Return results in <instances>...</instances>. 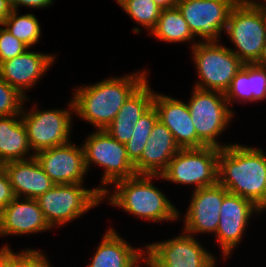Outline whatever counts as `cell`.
Segmentation results:
<instances>
[{
    "label": "cell",
    "mask_w": 266,
    "mask_h": 267,
    "mask_svg": "<svg viewBox=\"0 0 266 267\" xmlns=\"http://www.w3.org/2000/svg\"><path fill=\"white\" fill-rule=\"evenodd\" d=\"M218 183L229 193L266 209V155L260 148L228 145L218 156Z\"/></svg>",
    "instance_id": "6da1fadb"
},
{
    "label": "cell",
    "mask_w": 266,
    "mask_h": 267,
    "mask_svg": "<svg viewBox=\"0 0 266 267\" xmlns=\"http://www.w3.org/2000/svg\"><path fill=\"white\" fill-rule=\"evenodd\" d=\"M145 72L138 71L78 88L70 101V110L94 125L97 130L105 129L127 98L147 79Z\"/></svg>",
    "instance_id": "7a4b0ae2"
},
{
    "label": "cell",
    "mask_w": 266,
    "mask_h": 267,
    "mask_svg": "<svg viewBox=\"0 0 266 267\" xmlns=\"http://www.w3.org/2000/svg\"><path fill=\"white\" fill-rule=\"evenodd\" d=\"M158 175L136 174L133 177L114 183L115 190L109 195L107 190L103 198L109 196L113 206L124 209L129 214L149 221L176 220L179 217L177 209L168 198L152 183Z\"/></svg>",
    "instance_id": "3957f363"
},
{
    "label": "cell",
    "mask_w": 266,
    "mask_h": 267,
    "mask_svg": "<svg viewBox=\"0 0 266 267\" xmlns=\"http://www.w3.org/2000/svg\"><path fill=\"white\" fill-rule=\"evenodd\" d=\"M107 190L104 187L90 190L82 184H55L36 200L46 222L52 228L71 222L92 207L98 206L103 200L102 194Z\"/></svg>",
    "instance_id": "277c9868"
},
{
    "label": "cell",
    "mask_w": 266,
    "mask_h": 267,
    "mask_svg": "<svg viewBox=\"0 0 266 267\" xmlns=\"http://www.w3.org/2000/svg\"><path fill=\"white\" fill-rule=\"evenodd\" d=\"M194 63L198 77L195 87L203 90L226 93L232 79L244 63L231 51L218 42H197L192 45Z\"/></svg>",
    "instance_id": "5b68a950"
},
{
    "label": "cell",
    "mask_w": 266,
    "mask_h": 267,
    "mask_svg": "<svg viewBox=\"0 0 266 267\" xmlns=\"http://www.w3.org/2000/svg\"><path fill=\"white\" fill-rule=\"evenodd\" d=\"M187 106L198 136V148L228 146L219 145L216 140L233 116L224 93L195 87Z\"/></svg>",
    "instance_id": "8992f818"
},
{
    "label": "cell",
    "mask_w": 266,
    "mask_h": 267,
    "mask_svg": "<svg viewBox=\"0 0 266 267\" xmlns=\"http://www.w3.org/2000/svg\"><path fill=\"white\" fill-rule=\"evenodd\" d=\"M220 149L204 146L180 149L158 178L175 183L195 184V189L218 183V156Z\"/></svg>",
    "instance_id": "52a82bcc"
},
{
    "label": "cell",
    "mask_w": 266,
    "mask_h": 267,
    "mask_svg": "<svg viewBox=\"0 0 266 267\" xmlns=\"http://www.w3.org/2000/svg\"><path fill=\"white\" fill-rule=\"evenodd\" d=\"M225 31L238 49L231 51L244 64H255L266 42V24L261 10L237 2L230 12Z\"/></svg>",
    "instance_id": "ba28073f"
},
{
    "label": "cell",
    "mask_w": 266,
    "mask_h": 267,
    "mask_svg": "<svg viewBox=\"0 0 266 267\" xmlns=\"http://www.w3.org/2000/svg\"><path fill=\"white\" fill-rule=\"evenodd\" d=\"M85 167L95 163L104 168L102 184L106 186L136 175L134 164L130 161L126 146L103 130H96L83 144Z\"/></svg>",
    "instance_id": "9c48e42d"
},
{
    "label": "cell",
    "mask_w": 266,
    "mask_h": 267,
    "mask_svg": "<svg viewBox=\"0 0 266 267\" xmlns=\"http://www.w3.org/2000/svg\"><path fill=\"white\" fill-rule=\"evenodd\" d=\"M145 247V258L155 267H215L216 264L213 255L186 232Z\"/></svg>",
    "instance_id": "30bf717a"
},
{
    "label": "cell",
    "mask_w": 266,
    "mask_h": 267,
    "mask_svg": "<svg viewBox=\"0 0 266 267\" xmlns=\"http://www.w3.org/2000/svg\"><path fill=\"white\" fill-rule=\"evenodd\" d=\"M237 0H179L177 7L192 34L204 42H218Z\"/></svg>",
    "instance_id": "8fae6325"
},
{
    "label": "cell",
    "mask_w": 266,
    "mask_h": 267,
    "mask_svg": "<svg viewBox=\"0 0 266 267\" xmlns=\"http://www.w3.org/2000/svg\"><path fill=\"white\" fill-rule=\"evenodd\" d=\"M33 110L26 113L22 109L21 118L34 154L69 142L71 111L59 109L40 111L36 108Z\"/></svg>",
    "instance_id": "7c38bea8"
},
{
    "label": "cell",
    "mask_w": 266,
    "mask_h": 267,
    "mask_svg": "<svg viewBox=\"0 0 266 267\" xmlns=\"http://www.w3.org/2000/svg\"><path fill=\"white\" fill-rule=\"evenodd\" d=\"M70 142L34 154L54 184H83L87 173L84 149Z\"/></svg>",
    "instance_id": "4fadbf2b"
},
{
    "label": "cell",
    "mask_w": 266,
    "mask_h": 267,
    "mask_svg": "<svg viewBox=\"0 0 266 267\" xmlns=\"http://www.w3.org/2000/svg\"><path fill=\"white\" fill-rule=\"evenodd\" d=\"M255 211L260 213L261 210L246 198L231 193L224 197L216 238L225 258L240 243L247 222Z\"/></svg>",
    "instance_id": "5bb4252c"
},
{
    "label": "cell",
    "mask_w": 266,
    "mask_h": 267,
    "mask_svg": "<svg viewBox=\"0 0 266 267\" xmlns=\"http://www.w3.org/2000/svg\"><path fill=\"white\" fill-rule=\"evenodd\" d=\"M229 192L219 183L194 190L192 200L184 216V232L215 233L220 219L221 205Z\"/></svg>",
    "instance_id": "9a60e30c"
},
{
    "label": "cell",
    "mask_w": 266,
    "mask_h": 267,
    "mask_svg": "<svg viewBox=\"0 0 266 267\" xmlns=\"http://www.w3.org/2000/svg\"><path fill=\"white\" fill-rule=\"evenodd\" d=\"M54 58L27 49L23 54L0 63V78L26 97L25 90L33 87L47 72Z\"/></svg>",
    "instance_id": "2e32d148"
},
{
    "label": "cell",
    "mask_w": 266,
    "mask_h": 267,
    "mask_svg": "<svg viewBox=\"0 0 266 267\" xmlns=\"http://www.w3.org/2000/svg\"><path fill=\"white\" fill-rule=\"evenodd\" d=\"M153 106L158 120L171 131L180 149L198 148V136L186 103L155 93Z\"/></svg>",
    "instance_id": "e0dca14e"
},
{
    "label": "cell",
    "mask_w": 266,
    "mask_h": 267,
    "mask_svg": "<svg viewBox=\"0 0 266 267\" xmlns=\"http://www.w3.org/2000/svg\"><path fill=\"white\" fill-rule=\"evenodd\" d=\"M15 197L0 212V236L24 235L50 230L36 199Z\"/></svg>",
    "instance_id": "ac0fdd59"
},
{
    "label": "cell",
    "mask_w": 266,
    "mask_h": 267,
    "mask_svg": "<svg viewBox=\"0 0 266 267\" xmlns=\"http://www.w3.org/2000/svg\"><path fill=\"white\" fill-rule=\"evenodd\" d=\"M179 150L171 131L157 120L141 159L134 165L136 174L160 175Z\"/></svg>",
    "instance_id": "d6986e66"
},
{
    "label": "cell",
    "mask_w": 266,
    "mask_h": 267,
    "mask_svg": "<svg viewBox=\"0 0 266 267\" xmlns=\"http://www.w3.org/2000/svg\"><path fill=\"white\" fill-rule=\"evenodd\" d=\"M7 172L15 197L37 199L55 184L33 155L28 160L10 161L2 165Z\"/></svg>",
    "instance_id": "ffe728a7"
},
{
    "label": "cell",
    "mask_w": 266,
    "mask_h": 267,
    "mask_svg": "<svg viewBox=\"0 0 266 267\" xmlns=\"http://www.w3.org/2000/svg\"><path fill=\"white\" fill-rule=\"evenodd\" d=\"M131 247L113 229L104 234L91 263L87 267H138L146 253ZM141 260V261H140ZM139 263V264H138Z\"/></svg>",
    "instance_id": "44dd1931"
},
{
    "label": "cell",
    "mask_w": 266,
    "mask_h": 267,
    "mask_svg": "<svg viewBox=\"0 0 266 267\" xmlns=\"http://www.w3.org/2000/svg\"><path fill=\"white\" fill-rule=\"evenodd\" d=\"M20 115L0 117V166L10 161L27 160L25 155L32 149Z\"/></svg>",
    "instance_id": "7402d4cb"
},
{
    "label": "cell",
    "mask_w": 266,
    "mask_h": 267,
    "mask_svg": "<svg viewBox=\"0 0 266 267\" xmlns=\"http://www.w3.org/2000/svg\"><path fill=\"white\" fill-rule=\"evenodd\" d=\"M151 35L162 41L175 43L188 42L195 37L177 6L161 10L158 22L151 30Z\"/></svg>",
    "instance_id": "603a6c76"
},
{
    "label": "cell",
    "mask_w": 266,
    "mask_h": 267,
    "mask_svg": "<svg viewBox=\"0 0 266 267\" xmlns=\"http://www.w3.org/2000/svg\"><path fill=\"white\" fill-rule=\"evenodd\" d=\"M147 79L127 98L112 122H133L153 106L155 93L151 91Z\"/></svg>",
    "instance_id": "cb8c5ba5"
},
{
    "label": "cell",
    "mask_w": 266,
    "mask_h": 267,
    "mask_svg": "<svg viewBox=\"0 0 266 267\" xmlns=\"http://www.w3.org/2000/svg\"><path fill=\"white\" fill-rule=\"evenodd\" d=\"M157 120V110L152 106L140 117L133 127L134 131L132 137L125 146L128 157L134 165L141 159L144 147L147 144V140L150 138V134Z\"/></svg>",
    "instance_id": "d4e9b609"
},
{
    "label": "cell",
    "mask_w": 266,
    "mask_h": 267,
    "mask_svg": "<svg viewBox=\"0 0 266 267\" xmlns=\"http://www.w3.org/2000/svg\"><path fill=\"white\" fill-rule=\"evenodd\" d=\"M17 14L16 10H12L2 26L30 48L39 41L41 35L40 24L33 14L28 13L21 16Z\"/></svg>",
    "instance_id": "484cf974"
},
{
    "label": "cell",
    "mask_w": 266,
    "mask_h": 267,
    "mask_svg": "<svg viewBox=\"0 0 266 267\" xmlns=\"http://www.w3.org/2000/svg\"><path fill=\"white\" fill-rule=\"evenodd\" d=\"M138 24L151 30L156 26L161 10L153 0H115Z\"/></svg>",
    "instance_id": "4316f807"
},
{
    "label": "cell",
    "mask_w": 266,
    "mask_h": 267,
    "mask_svg": "<svg viewBox=\"0 0 266 267\" xmlns=\"http://www.w3.org/2000/svg\"><path fill=\"white\" fill-rule=\"evenodd\" d=\"M228 104L231 100L253 101V94L250 86V64H244L241 70L232 79L229 89L225 93ZM238 99V100H237Z\"/></svg>",
    "instance_id": "83f0119b"
},
{
    "label": "cell",
    "mask_w": 266,
    "mask_h": 267,
    "mask_svg": "<svg viewBox=\"0 0 266 267\" xmlns=\"http://www.w3.org/2000/svg\"><path fill=\"white\" fill-rule=\"evenodd\" d=\"M24 97L17 89L0 78V117L21 114Z\"/></svg>",
    "instance_id": "f1b7e54d"
},
{
    "label": "cell",
    "mask_w": 266,
    "mask_h": 267,
    "mask_svg": "<svg viewBox=\"0 0 266 267\" xmlns=\"http://www.w3.org/2000/svg\"><path fill=\"white\" fill-rule=\"evenodd\" d=\"M29 47L14 37L5 27L0 28V63L23 54Z\"/></svg>",
    "instance_id": "f546056e"
},
{
    "label": "cell",
    "mask_w": 266,
    "mask_h": 267,
    "mask_svg": "<svg viewBox=\"0 0 266 267\" xmlns=\"http://www.w3.org/2000/svg\"><path fill=\"white\" fill-rule=\"evenodd\" d=\"M250 86L253 101L266 98V69L250 64Z\"/></svg>",
    "instance_id": "4dcf8cb0"
},
{
    "label": "cell",
    "mask_w": 266,
    "mask_h": 267,
    "mask_svg": "<svg viewBox=\"0 0 266 267\" xmlns=\"http://www.w3.org/2000/svg\"><path fill=\"white\" fill-rule=\"evenodd\" d=\"M133 122H111L104 130L120 143L126 144L134 131Z\"/></svg>",
    "instance_id": "1f68e13d"
},
{
    "label": "cell",
    "mask_w": 266,
    "mask_h": 267,
    "mask_svg": "<svg viewBox=\"0 0 266 267\" xmlns=\"http://www.w3.org/2000/svg\"><path fill=\"white\" fill-rule=\"evenodd\" d=\"M15 198L7 172L0 166V212Z\"/></svg>",
    "instance_id": "d6a6232c"
},
{
    "label": "cell",
    "mask_w": 266,
    "mask_h": 267,
    "mask_svg": "<svg viewBox=\"0 0 266 267\" xmlns=\"http://www.w3.org/2000/svg\"><path fill=\"white\" fill-rule=\"evenodd\" d=\"M0 267H24V251L14 253L8 246L0 249Z\"/></svg>",
    "instance_id": "836d02e7"
},
{
    "label": "cell",
    "mask_w": 266,
    "mask_h": 267,
    "mask_svg": "<svg viewBox=\"0 0 266 267\" xmlns=\"http://www.w3.org/2000/svg\"><path fill=\"white\" fill-rule=\"evenodd\" d=\"M48 259L38 250L24 251V267H51Z\"/></svg>",
    "instance_id": "e575fe53"
},
{
    "label": "cell",
    "mask_w": 266,
    "mask_h": 267,
    "mask_svg": "<svg viewBox=\"0 0 266 267\" xmlns=\"http://www.w3.org/2000/svg\"><path fill=\"white\" fill-rule=\"evenodd\" d=\"M54 0H9L12 10H18L19 5L33 8H43L53 3Z\"/></svg>",
    "instance_id": "d590c367"
},
{
    "label": "cell",
    "mask_w": 266,
    "mask_h": 267,
    "mask_svg": "<svg viewBox=\"0 0 266 267\" xmlns=\"http://www.w3.org/2000/svg\"><path fill=\"white\" fill-rule=\"evenodd\" d=\"M12 8L9 0H0V25L2 26L4 20L10 15Z\"/></svg>",
    "instance_id": "8d00e7d4"
},
{
    "label": "cell",
    "mask_w": 266,
    "mask_h": 267,
    "mask_svg": "<svg viewBox=\"0 0 266 267\" xmlns=\"http://www.w3.org/2000/svg\"><path fill=\"white\" fill-rule=\"evenodd\" d=\"M238 3H241L243 5H247V6H251V7H257L261 10V13L264 17V20H265V24H266V4H260V2L256 3V1H251V0H237Z\"/></svg>",
    "instance_id": "74e56055"
},
{
    "label": "cell",
    "mask_w": 266,
    "mask_h": 267,
    "mask_svg": "<svg viewBox=\"0 0 266 267\" xmlns=\"http://www.w3.org/2000/svg\"><path fill=\"white\" fill-rule=\"evenodd\" d=\"M160 9H168L176 7L179 0H153Z\"/></svg>",
    "instance_id": "f35d334b"
},
{
    "label": "cell",
    "mask_w": 266,
    "mask_h": 267,
    "mask_svg": "<svg viewBox=\"0 0 266 267\" xmlns=\"http://www.w3.org/2000/svg\"><path fill=\"white\" fill-rule=\"evenodd\" d=\"M255 64L261 68L266 69V42L263 46L262 54Z\"/></svg>",
    "instance_id": "ab89813d"
},
{
    "label": "cell",
    "mask_w": 266,
    "mask_h": 267,
    "mask_svg": "<svg viewBox=\"0 0 266 267\" xmlns=\"http://www.w3.org/2000/svg\"><path fill=\"white\" fill-rule=\"evenodd\" d=\"M143 262L146 263V266L148 265L149 267H155L154 265H152L145 257L143 259ZM139 267V266H138Z\"/></svg>",
    "instance_id": "60d3db41"
}]
</instances>
